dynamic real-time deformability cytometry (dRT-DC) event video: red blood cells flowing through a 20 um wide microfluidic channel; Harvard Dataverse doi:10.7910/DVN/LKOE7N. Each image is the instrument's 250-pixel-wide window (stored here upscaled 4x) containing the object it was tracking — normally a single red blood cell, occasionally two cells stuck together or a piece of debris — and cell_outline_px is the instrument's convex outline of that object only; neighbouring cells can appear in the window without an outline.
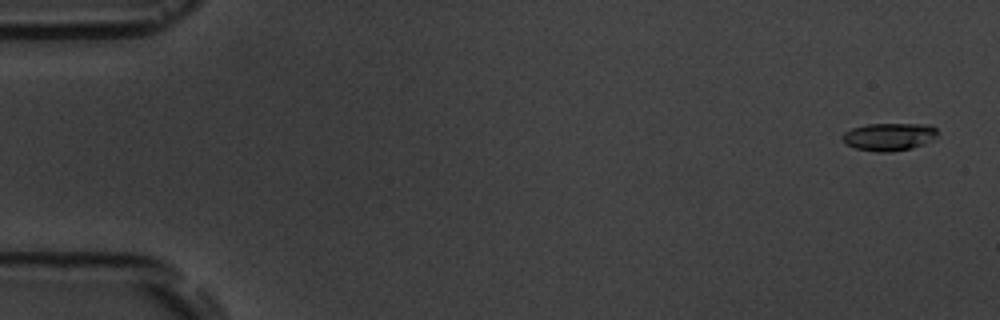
{"species": "common noctule bat (a hibernating species)", "species_latin": "Nyctalus noctula", "temperature_condition": "room temperature", "stored_images_in_passage": 6, "camera_frame_rate_fps": 3000, "um_per_image_px": 0.085, "animal": {"sex": "male", "body_mass_g": 19.5, "forearm_length_mm": 54.6}, "frame": {"image": 1, "passage_image": 1, "time_ms": 0.0, "image_size_px": [1000, 320], "cell_outline_px": [[936, 136], [924, 144], [912, 148], [888, 152], [876, 152], [856, 148], [844, 144], [840, 136], [844, 132], [852, 128], [868, 124], [928, 124], [936, 128]], "centroid_in_image_um": [75.52, 11.62], "position_along_channel_um": 9.5, "area_um2": 15.37}}
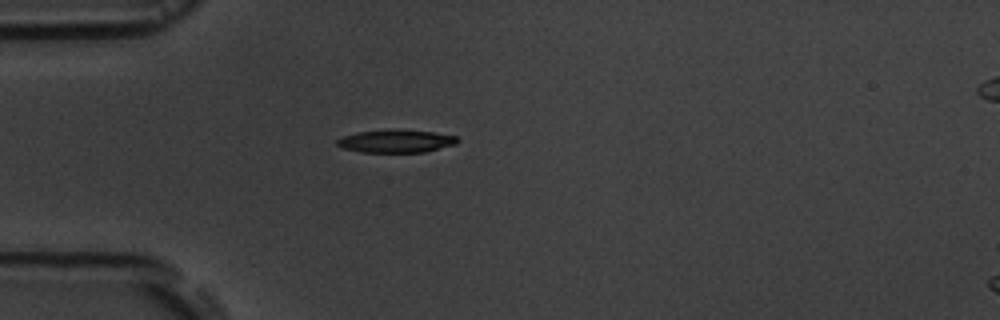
{"frame": {"image": 2, "passage_image": 5, "time_ms": 4.667, "image_size_px": [1000, 320], "cell_outline_px": [[460, 140], [456, 144], [424, 152], [360, 152], [344, 148], [336, 144], [336, 140], [344, 136], [360, 132], [432, 132], [456, 136]], "centroid_in_image_um": [33.68, 12.05], "position_along_channel_um": 51.3, "area_um2": 15.03}}